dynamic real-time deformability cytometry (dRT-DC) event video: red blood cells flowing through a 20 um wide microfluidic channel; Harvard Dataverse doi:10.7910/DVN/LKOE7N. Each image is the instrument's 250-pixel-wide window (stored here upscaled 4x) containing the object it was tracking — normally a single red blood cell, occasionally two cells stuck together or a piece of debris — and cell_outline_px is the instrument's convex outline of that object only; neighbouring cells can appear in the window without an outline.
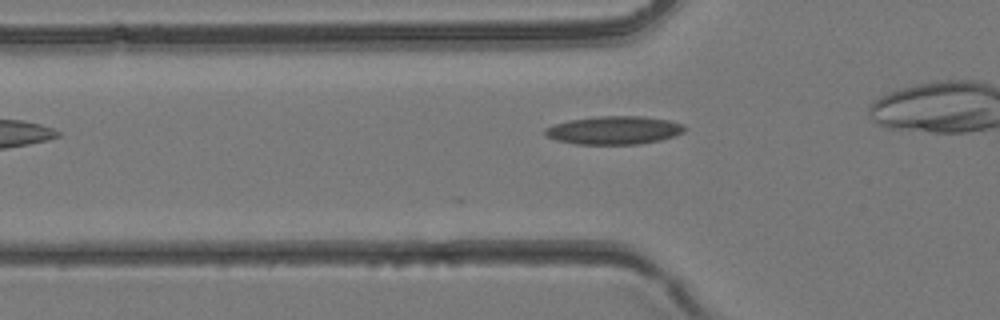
{"species": "common noctule bat (a hibernating species)", "species_latin": "Nyctalus noctula", "temperature_condition": "room temperature", "stored_images_in_passage": 21, "camera_frame_rate_fps": 3000, "um_per_image_px": 0.085, "animal": {"sex": "female", "body_mass_g": 24.6, "forearm_length_mm": 56.2}, "frame": {"image": 1, "passage_image": 2, "time_ms": 0.333, "image_size_px": [1000, 320], "cell_outline_px": [[688, 128], [684, 132], [660, 140], [640, 144], [576, 144], [556, 140], [544, 136], [544, 128], [568, 120], [600, 116], [640, 116], [668, 120], [684, 124]], "centroid_in_image_um": [52.19, 11.07], "position_along_channel_um": 73.6, "area_um2": 23.0}}
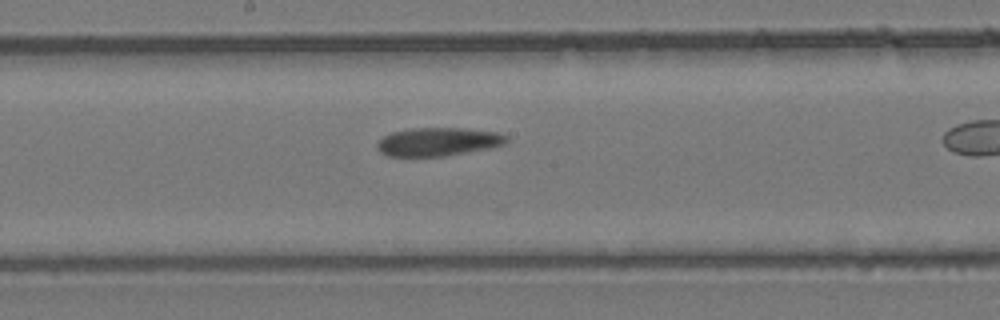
{"frame": {"image": 2, "passage_image": 10, "time_ms": 3.0, "image_size_px": [1000, 320], "cell_outline_px": [[508, 140], [504, 144], [488, 148], [448, 156], [388, 156], [380, 152], [376, 148], [376, 144], [384, 136], [392, 132], [412, 128], [460, 128], [496, 132], [508, 136]], "centroid_in_image_um": [37.22, 12.05], "position_along_channel_um": 211.0, "area_um2": 21.33}}
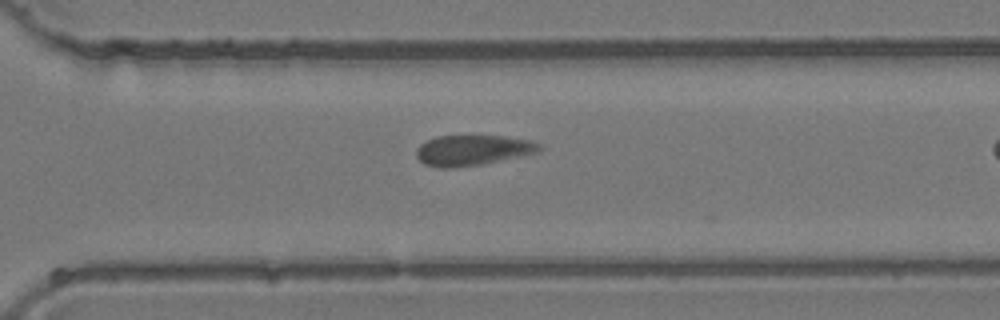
{"frame": {"image": 3, "passage_image": 17, "time_ms": 5.333, "image_size_px": [1000, 320], "cell_outline_px": [[544, 148], [540, 152], [480, 164], [452, 168], [440, 168], [424, 164], [416, 156], [416, 148], [420, 144], [436, 136], [504, 136], [532, 140], [540, 144]], "centroid_in_image_um": [40.19, 12.76], "position_along_channel_um": 330.4, "area_um2": 21.85}}